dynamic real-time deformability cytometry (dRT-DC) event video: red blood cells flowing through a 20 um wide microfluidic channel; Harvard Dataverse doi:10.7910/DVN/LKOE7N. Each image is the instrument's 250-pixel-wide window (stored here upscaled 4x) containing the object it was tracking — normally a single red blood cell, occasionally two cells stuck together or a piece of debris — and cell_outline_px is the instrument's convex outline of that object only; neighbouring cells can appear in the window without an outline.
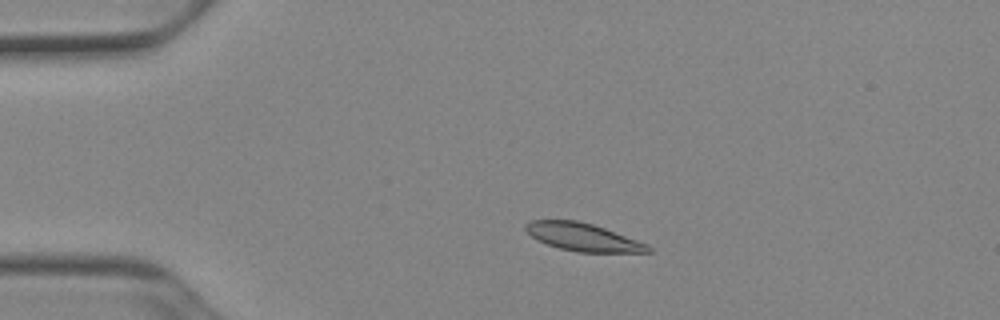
{"species": "Egyptian fruit bat (a non-hibernating species)", "species_latin": "Rousettus aegyptiacus", "temperature_condition": "cold", "stored_images_in_passage": 42, "camera_frame_rate_fps": 3000, "um_per_image_px": 0.085, "animal": {"sex": "female"}, "frame": {"image": 1, "passage_image": 1, "time_ms": 0.0, "image_size_px": [1000, 320], "cell_outline_px": [[652, 252], [576, 252], [560, 248], [548, 244], [532, 236], [524, 228], [524, 224], [528, 220], [576, 220], [592, 224], [604, 228], [648, 244], [652, 248]], "centroid_in_image_um": [49.55, 20.15], "position_along_channel_um": 35.5, "area_um2": 19.65}}
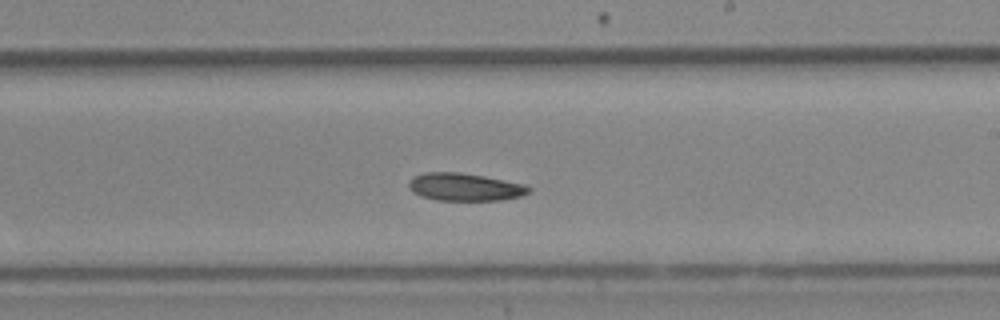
{"frame": {"image": 2, "passage_image": 21, "time_ms": 6.667, "image_size_px": [1000, 320], "cell_outline_px": [[532, 192], [520, 196], [500, 200], [436, 200], [420, 196], [412, 192], [408, 188], [408, 184], [412, 176], [424, 172], [460, 172], [484, 176], [524, 184], [532, 188]], "centroid_in_image_um": [39.48, 15.89], "position_along_channel_um": 249.5, "area_um2": 19.54}}
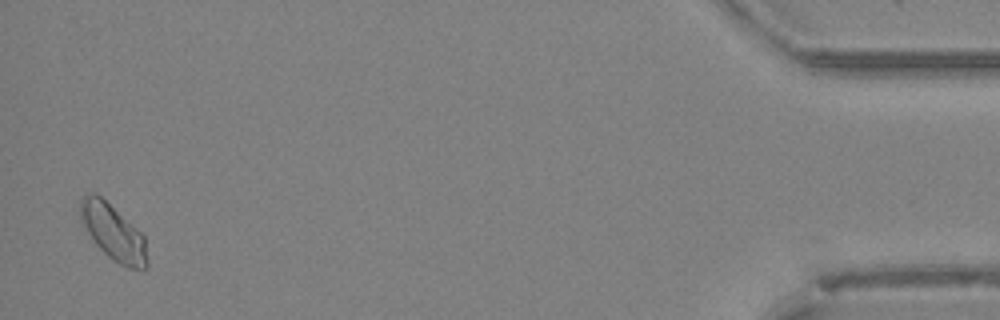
{"frame": {"image": 3, "passage_image": 41, "time_ms": 13.333, "image_size_px": [1000, 320], "cell_outline_px": [[148, 268], [128, 268], [112, 260], [96, 244], [80, 220], [80, 200], [84, 196], [100, 196], [136, 228], [144, 236], [148, 264]], "centroid_in_image_um": [9.64, 19.8], "position_along_channel_um": 425.6, "area_um2": 21.04}, "authors_computed_cell_mechanics": {"area_um2": 19.7676, "velocity_mm_per_s": 3.872, "shape_relaxation_time_tau1_ms": 10.6853, "shape_relaxation_time_tau2_ms": null, "deformation_change_tau1": 0.1397, "deformation_change_tau2": null}}